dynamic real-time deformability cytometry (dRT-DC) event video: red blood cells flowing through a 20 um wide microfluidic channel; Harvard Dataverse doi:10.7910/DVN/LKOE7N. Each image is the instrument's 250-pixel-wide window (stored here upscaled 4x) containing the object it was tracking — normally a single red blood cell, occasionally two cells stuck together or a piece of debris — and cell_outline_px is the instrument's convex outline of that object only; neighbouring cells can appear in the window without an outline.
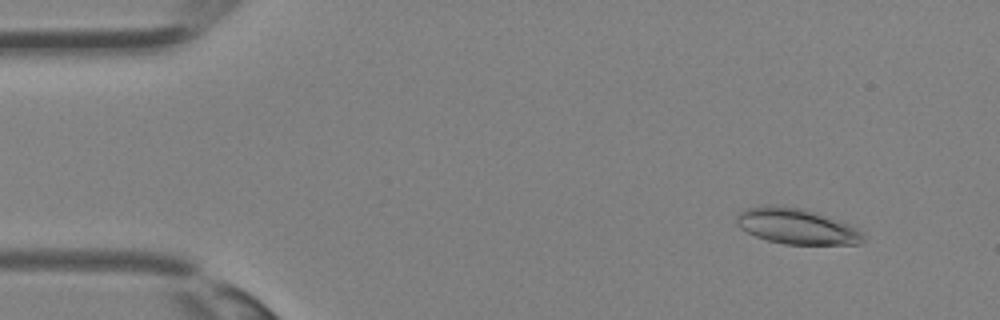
{"species": "Egyptian fruit bat (a non-hibernating species)", "species_latin": "Rousettus aegyptiacus", "temperature_condition": "room temperature", "stored_images_in_passage": 35, "camera_frame_rate_fps": 3000, "um_per_image_px": 0.085, "animal": {"sex": "female"}, "frame": {"image": 1, "passage_image": 3, "time_ms": 0.667, "image_size_px": [1000, 320], "cell_outline_px": [[864, 240], [860, 244], [784, 244], [768, 240], [756, 236], [740, 228], [736, 224], [736, 216], [740, 212], [748, 208], [764, 204], [772, 204], [804, 208], [840, 220], [856, 228], [864, 236]], "centroid_in_image_um": [67.69, 19.21], "position_along_channel_um": 17.3, "area_um2": 26.41}}
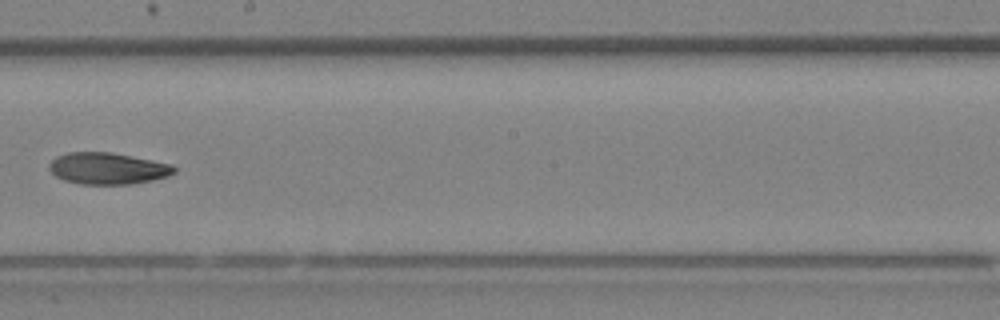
{"frame": {"image": 2, "passage_image": 20, "time_ms": 6.333, "image_size_px": [1000, 320], "cell_outline_px": [[176, 172], [168, 176], [152, 180], [132, 184], [80, 184], [64, 180], [56, 176], [48, 168], [48, 164], [56, 156], [68, 152], [112, 152], [172, 164], [176, 168]], "centroid_in_image_um": [9.15, 14.31], "position_along_channel_um": 239.0, "area_um2": 23.12}}
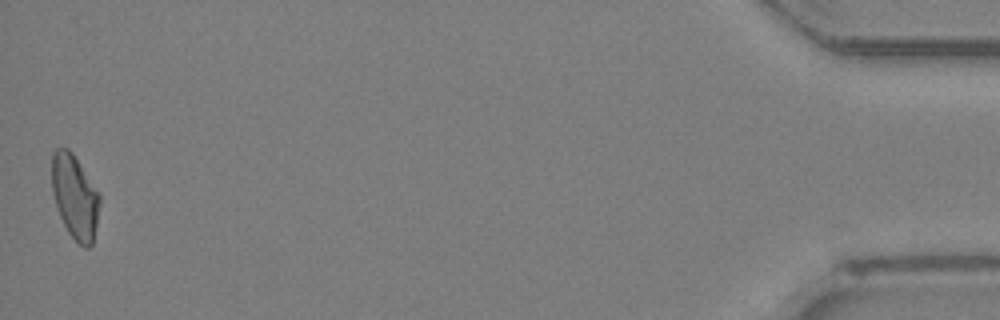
{"frame": {"image": 3, "passage_image": 35, "time_ms": 11.333, "image_size_px": [1000, 320], "cell_outline_px": [[100, 204], [92, 244], [88, 248], [84, 248], [68, 232], [60, 216], [52, 192], [52, 152], [56, 148], [68, 148], [72, 152], [100, 192]], "centroid_in_image_um": [6.37, 16.69], "position_along_channel_um": 428.8, "area_um2": 23.41}}